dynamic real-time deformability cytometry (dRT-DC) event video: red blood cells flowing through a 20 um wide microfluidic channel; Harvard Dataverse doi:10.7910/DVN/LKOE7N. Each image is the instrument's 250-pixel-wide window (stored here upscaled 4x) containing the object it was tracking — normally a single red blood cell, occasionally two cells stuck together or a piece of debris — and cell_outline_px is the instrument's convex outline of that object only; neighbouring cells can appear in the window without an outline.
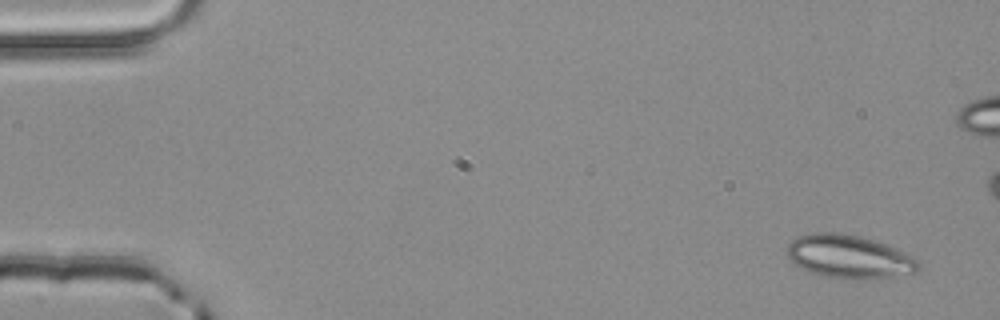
{"species": "common noctule bat (a hibernating species)", "species_latin": "Nyctalus noctula", "temperature_condition": "room temperature", "stored_images_in_passage": 4, "camera_frame_rate_fps": 3000, "um_per_image_px": 0.085, "animal": {"sex": "male", "body_mass_g": 20.4}, "frame": {"image": 1, "passage_image": 1, "time_ms": 0.0, "image_size_px": [1000, 320], "cell_outline_px": [[920, 268], [916, 272], [896, 280], [844, 280], [824, 276], [800, 268], [788, 256], [788, 244], [792, 240], [800, 236], [812, 232], [836, 232], [860, 236], [912, 252], [920, 260]], "centroid_in_image_um": [72.35, 21.87], "position_along_channel_um": 12.6, "area_um2": 34.62}}